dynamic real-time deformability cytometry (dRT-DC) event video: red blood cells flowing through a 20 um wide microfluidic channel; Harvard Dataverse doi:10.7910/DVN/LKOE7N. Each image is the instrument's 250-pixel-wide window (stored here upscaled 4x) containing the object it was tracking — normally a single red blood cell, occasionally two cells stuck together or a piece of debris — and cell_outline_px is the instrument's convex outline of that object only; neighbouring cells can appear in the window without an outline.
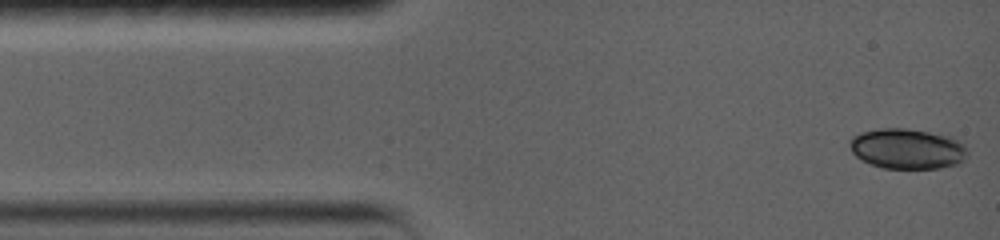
{"species": "common noctule bat (a hibernating species)", "species_latin": "Nyctalus noctula", "temperature_condition": "warm", "stored_images_in_passage": 32, "camera_frame_rate_fps": 5000, "um_per_image_px": 0.085, "animal": {"sex": "female", "body_mass_g": 19.0, "forearm_length_mm": 56.7}, "frame": {"image": 1, "passage_image": 1, "time_ms": 0.0, "image_size_px": [1000, 240], "cell_outline_px": [[968, 156], [960, 164], [940, 168], [884, 168], [860, 160], [852, 152], [848, 144], [848, 140], [852, 136], [860, 132], [880, 128], [904, 128], [952, 136], [964, 144], [968, 152]], "centroid_in_image_um": [77.12, 12.64], "position_along_channel_um": 7.9, "area_um2": 28.03}}
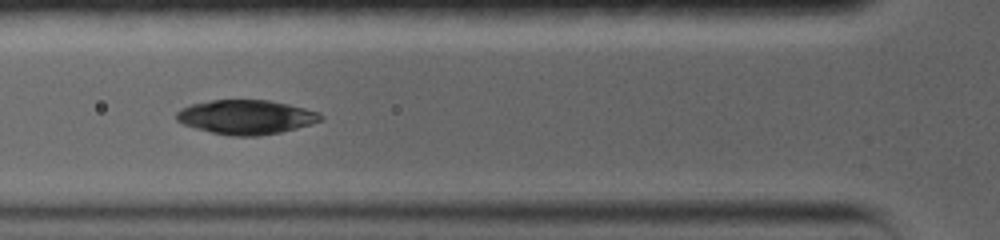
{"frame": {"image": 2, "passage_image": 9, "time_ms": 4.6, "image_size_px": [1000, 240], "cell_outline_px": [[324, 120], [312, 124], [280, 132], [260, 136], [232, 136], [212, 132], [196, 128], [184, 124], [176, 120], [176, 112], [180, 108], [192, 104], [212, 100], [268, 100], [288, 104], [320, 112], [324, 116]], "centroid_in_image_um": [20.95, 9.95], "position_along_channel_um": 104.9, "area_um2": 28.84}}
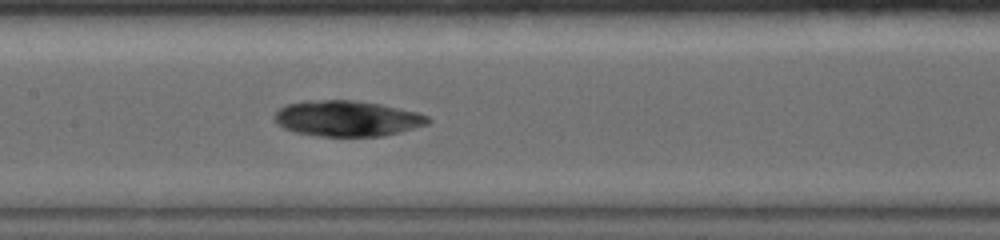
{"frame": {"image": 3, "passage_image": 13, "time_ms": 6.6, "image_size_px": [1000, 240], "cell_outline_px": [[432, 120], [428, 124], [400, 132], [384, 136], [316, 136], [296, 132], [284, 128], [276, 124], [272, 116], [280, 108], [288, 104], [308, 100], [352, 100], [380, 104], [416, 112], [428, 116]], "centroid_in_image_um": [29.49, 10.07], "position_along_channel_um": 177.9, "area_um2": 31.96}}